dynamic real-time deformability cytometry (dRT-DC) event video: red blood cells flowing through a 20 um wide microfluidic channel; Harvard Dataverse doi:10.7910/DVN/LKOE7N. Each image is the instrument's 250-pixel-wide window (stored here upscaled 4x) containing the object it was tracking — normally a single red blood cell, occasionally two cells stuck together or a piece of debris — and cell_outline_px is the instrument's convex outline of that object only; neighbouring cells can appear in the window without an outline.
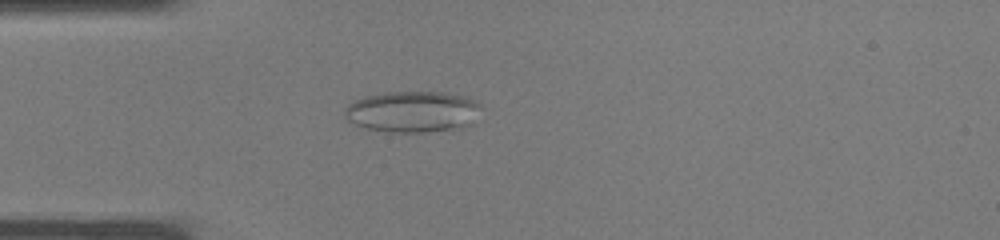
{"species": "common noctule bat (a hibernating species)", "species_latin": "Nyctalus noctula", "temperature_condition": "warm", "stored_images_in_passage": 33, "camera_frame_rate_fps": 3000, "um_per_image_px": 0.085, "animal": {"sex": "male", "body_mass_g": 19.0, "forearm_length_mm": 50.8}, "frame": {"image": 1, "passage_image": 6, "time_ms": 1.667, "image_size_px": [1000, 240], "cell_outline_px": [[480, 108], [472, 124], [464, 128], [424, 132], [388, 132], [368, 128], [356, 124], [348, 120], [344, 116], [344, 108], [352, 100], [364, 96], [384, 92], [444, 92], [460, 96], [472, 100], [480, 104]], "centroid_in_image_um": [35.04, 9.49], "position_along_channel_um": 50.0, "area_um2": 32.83}}
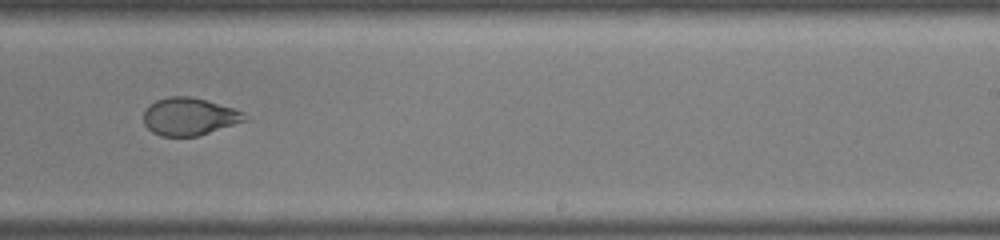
{"frame": {"image": 2, "passage_image": 19, "time_ms": 6.0, "image_size_px": [1000, 240], "cell_outline_px": [[248, 120], [196, 136], [160, 136], [152, 132], [144, 124], [144, 112], [148, 104], [156, 100], [168, 96], [188, 96], [204, 100], [232, 108], [248, 116]], "centroid_in_image_um": [16.04, 9.91], "position_along_channel_um": 273.0, "area_um2": 21.91}}
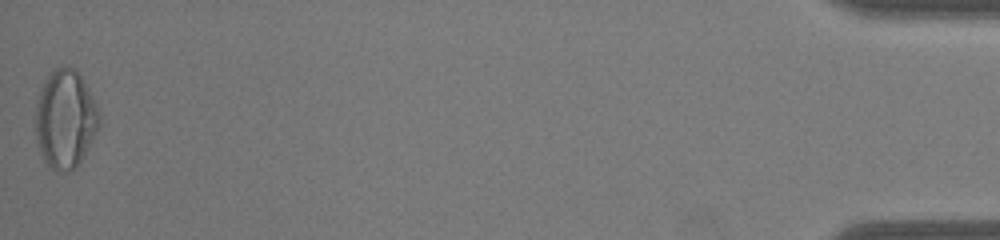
{"frame": {"image": 3, "passage_image": 33, "time_ms": 10.667, "image_size_px": [1000, 240], "cell_outline_px": [[100, 124], [96, 132], [80, 160], [72, 168], [60, 172], [56, 172], [44, 160], [36, 140], [36, 108], [40, 92], [48, 76], [56, 68], [76, 68], [80, 72], [96, 104], [100, 116]], "centroid_in_image_um": [5.56, 10.1], "position_along_channel_um": 429.6, "area_um2": 35.72}}